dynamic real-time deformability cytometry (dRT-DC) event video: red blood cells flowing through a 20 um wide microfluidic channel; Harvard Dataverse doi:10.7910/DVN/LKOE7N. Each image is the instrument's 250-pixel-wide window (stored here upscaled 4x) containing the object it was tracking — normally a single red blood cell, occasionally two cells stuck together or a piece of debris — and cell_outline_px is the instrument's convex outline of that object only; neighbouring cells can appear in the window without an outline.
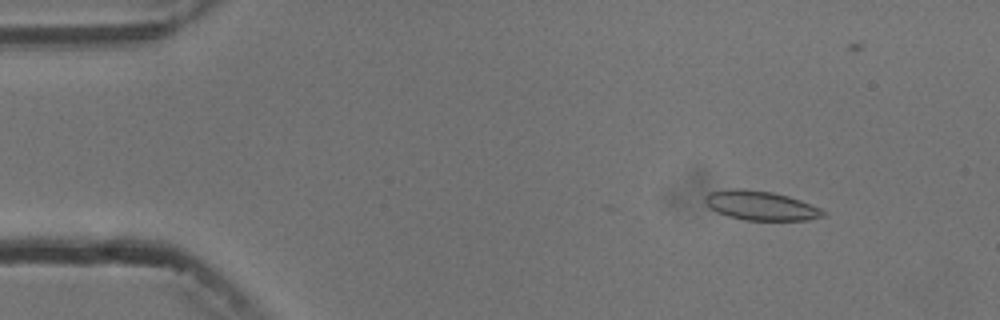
{"species": "common noctule bat (a hibernating species)", "species_latin": "Nyctalus noctula", "temperature_condition": "cold", "stored_images_in_passage": 5, "camera_frame_rate_fps": 3000, "um_per_image_px": 0.085, "animal": {"sex": "male", "body_mass_g": 13.3}, "frame": {"image": 1, "passage_image": 2, "time_ms": 1.0, "image_size_px": [1000, 320], "cell_outline_px": [[828, 212], [824, 216], [808, 220], [744, 220], [728, 216], [716, 212], [704, 200], [704, 196], [708, 192], [728, 188], [744, 188], [772, 192], [788, 196], [800, 200], [820, 208]], "centroid_in_image_um": [64.65, 17.46], "position_along_channel_um": 20.3, "area_um2": 20.29}}